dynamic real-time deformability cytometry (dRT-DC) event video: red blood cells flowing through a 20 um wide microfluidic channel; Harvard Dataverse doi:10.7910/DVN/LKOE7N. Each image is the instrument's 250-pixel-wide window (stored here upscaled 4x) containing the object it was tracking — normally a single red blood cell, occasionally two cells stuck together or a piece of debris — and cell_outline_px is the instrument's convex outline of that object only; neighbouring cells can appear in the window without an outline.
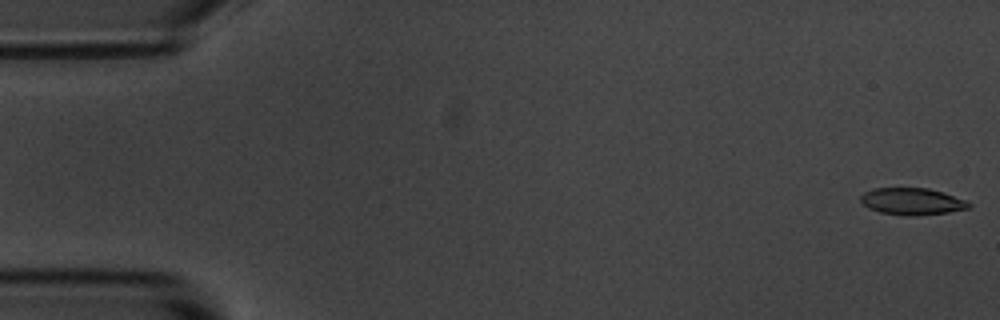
{"species": "common noctule bat (a hibernating species)", "species_latin": "Nyctalus noctula", "temperature_condition": "room temperature", "stored_images_in_passage": 54, "camera_frame_rate_fps": 3000, "um_per_image_px": 0.085, "animal": {"sex": "male", "body_mass_g": 20.1, "forearm_length_mm": 53.5}, "frame": {"image": 1, "passage_image": 1, "time_ms": 0.0, "image_size_px": [1000, 320], "cell_outline_px": [[972, 204], [968, 208], [948, 212], [916, 216], [908, 216], [880, 212], [868, 208], [860, 200], [860, 196], [864, 192], [872, 188], [928, 188], [944, 192], [968, 200]], "centroid_in_image_um": [77.54, 17.11], "position_along_channel_um": 7.5, "area_um2": 17.11}}
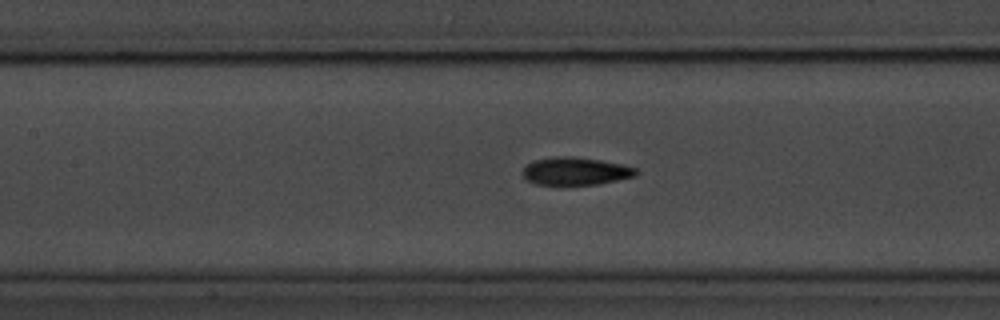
{"frame": {"image": 2, "passage_image": 24, "time_ms": 7.667, "image_size_px": [1000, 320], "cell_outline_px": [[640, 172], [636, 176], [600, 184], [536, 184], [528, 180], [524, 176], [524, 168], [532, 160], [556, 156], [572, 156], [600, 160], [620, 164], [636, 168]], "centroid_in_image_um": [48.96, 14.54], "position_along_channel_um": 158.4, "area_um2": 18.21}}
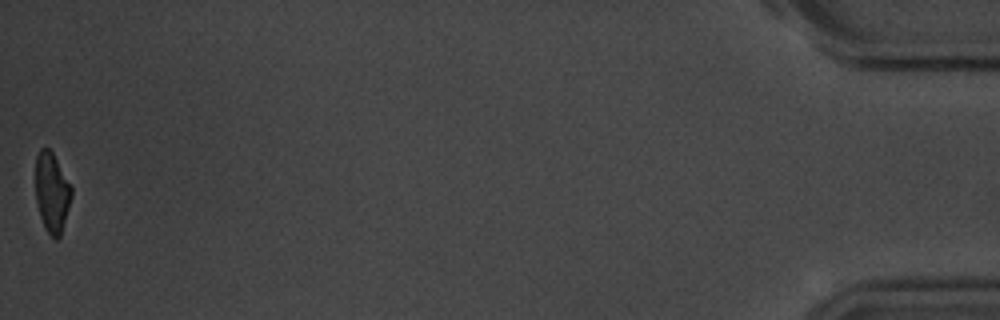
{"frame": {"image": 3, "passage_image": 54, "time_ms": 17.667, "image_size_px": [1000, 320], "cell_outline_px": [[72, 196], [60, 236], [56, 240], [44, 228], [40, 216], [36, 200], [36, 156], [40, 148], [48, 148], [52, 152], [72, 188]], "centroid_in_image_um": [4.4, 16.36], "position_along_channel_um": 430.8, "area_um2": 16.47}, "authors_computed_cell_mechanics": {"area_um2": 18.207, "velocity_mm_per_s": 3.7176, "shape_relaxation_time_tau1_ms": 2.9266, "shape_relaxation_time_tau2_ms": 5.4417, "deformation_change_tau1": 0.1454, "deformation_change_tau2": 0.0975}}